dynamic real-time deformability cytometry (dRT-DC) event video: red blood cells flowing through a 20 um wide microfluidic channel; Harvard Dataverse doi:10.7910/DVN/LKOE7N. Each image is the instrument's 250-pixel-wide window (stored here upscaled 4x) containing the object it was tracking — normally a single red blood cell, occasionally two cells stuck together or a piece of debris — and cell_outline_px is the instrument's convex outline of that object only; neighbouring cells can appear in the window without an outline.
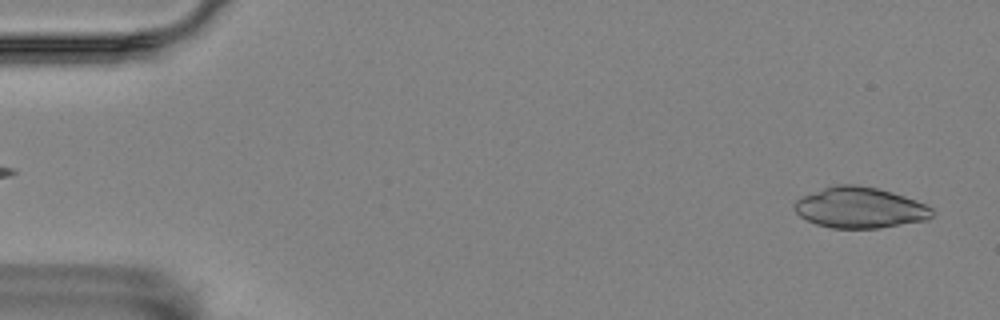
{"species": "Egyptian fruit bat (a non-hibernating species)", "species_latin": "Rousettus aegyptiacus", "temperature_condition": "room temperature", "stored_images_in_passage": 55, "camera_frame_rate_fps": 3000, "um_per_image_px": 0.085, "animal": {"sex": "female"}, "frame": {"image": 1, "passage_image": 2, "time_ms": 0.333, "image_size_px": [1000, 320], "cell_outline_px": [[932, 216], [928, 220], [880, 228], [832, 228], [816, 224], [800, 216], [792, 208], [792, 204], [800, 196], [836, 184], [856, 184], [876, 188], [892, 192], [904, 196], [924, 204], [932, 208]], "centroid_in_image_um": [73.05, 17.65], "position_along_channel_um": 11.9, "area_um2": 32.83}}